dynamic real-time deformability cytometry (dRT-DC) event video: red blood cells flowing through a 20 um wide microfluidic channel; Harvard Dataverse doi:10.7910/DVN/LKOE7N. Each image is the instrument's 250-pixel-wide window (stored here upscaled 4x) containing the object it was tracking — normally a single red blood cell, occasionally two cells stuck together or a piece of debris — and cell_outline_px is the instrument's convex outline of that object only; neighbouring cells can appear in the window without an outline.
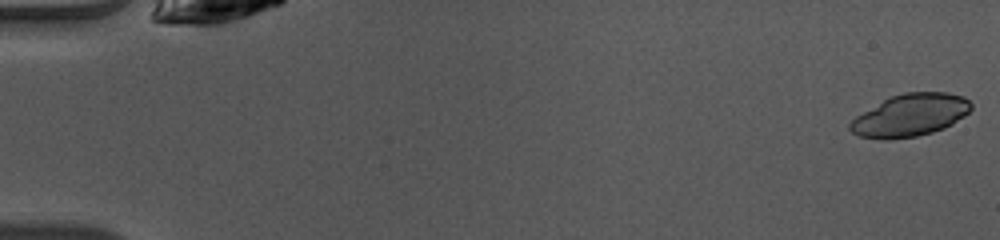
{"species": "common noctule bat (a hibernating species)", "species_latin": "Nyctalus noctula", "temperature_condition": "warm", "stored_images_in_passage": 49, "camera_frame_rate_fps": 3000, "um_per_image_px": 0.085, "animal": {"sex": "female", "body_mass_g": 10.0, "forearm_length_mm": 53.1}, "frame": {"image": 1, "passage_image": 1, "time_ms": 0.0, "image_size_px": [1000, 240], "cell_outline_px": [[972, 108], [964, 116], [952, 124], [944, 128], [932, 132], [916, 136], [888, 140], [860, 136], [852, 132], [848, 128], [848, 124], [856, 116], [884, 100], [892, 96], [904, 92], [948, 92], [964, 96], [972, 104]], "centroid_in_image_um": [77.39, 9.79], "position_along_channel_um": 7.6, "area_um2": 29.77}}